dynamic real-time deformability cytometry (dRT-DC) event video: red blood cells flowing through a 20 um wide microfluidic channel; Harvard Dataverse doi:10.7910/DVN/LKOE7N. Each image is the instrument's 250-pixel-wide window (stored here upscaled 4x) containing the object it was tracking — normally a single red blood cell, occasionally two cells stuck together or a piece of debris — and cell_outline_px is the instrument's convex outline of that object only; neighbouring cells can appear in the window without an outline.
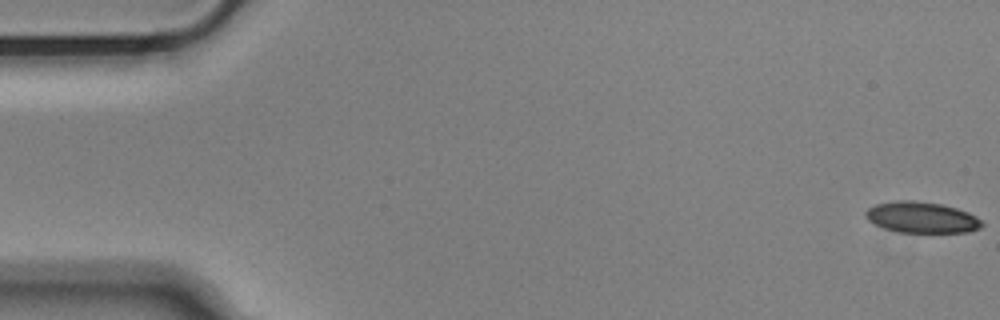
{"species": "Egyptian fruit bat (a non-hibernating species)", "species_latin": "Rousettus aegyptiacus", "temperature_condition": "cold", "stored_images_in_passage": 55, "camera_frame_rate_fps": 3000, "um_per_image_px": 0.085, "animal": {"sex": "male"}, "frame": {"image": 1, "passage_image": 1, "time_ms": 0.0, "image_size_px": [1000, 320], "cell_outline_px": [[984, 224], [980, 228], [968, 232], [896, 232], [884, 228], [868, 220], [864, 216], [864, 212], [868, 208], [876, 204], [896, 200], [912, 200], [940, 204], [956, 208], [968, 212], [984, 220]], "centroid_in_image_um": [78.35, 18.48], "position_along_channel_um": 6.7, "area_um2": 21.15}}
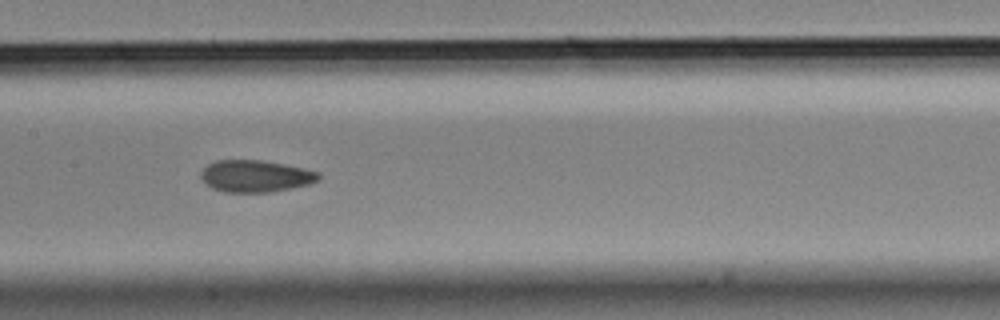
{"frame": {"image": 2, "passage_image": 27, "time_ms": 8.667, "image_size_px": [1000, 320], "cell_outline_px": [[320, 180], [308, 184], [292, 188], [272, 192], [224, 192], [212, 188], [204, 184], [200, 180], [200, 172], [208, 164], [216, 160], [260, 160], [284, 164], [320, 172]], "centroid_in_image_um": [21.69, 14.97], "position_along_channel_um": 185.7, "area_um2": 22.08}}
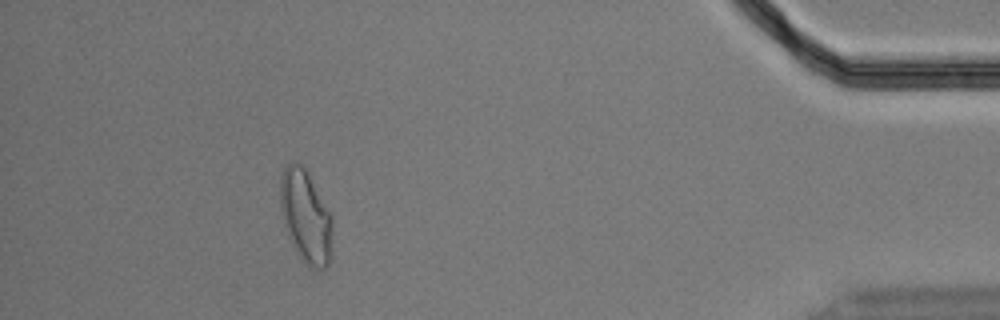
{"frame": {"image": 3, "passage_image": 50, "time_ms": 16.333, "image_size_px": [1000, 320], "cell_outline_px": [[332, 256], [328, 264], [324, 268], [316, 268], [304, 264], [300, 260], [288, 236], [284, 224], [280, 208], [280, 176], [284, 168], [288, 164], [300, 164], [308, 172], [332, 216]], "centroid_in_image_um": [25.99, 18.44], "position_along_channel_um": 409.2, "area_um2": 28.38}, "authors_computed_cell_mechanics": {"area_um2": 22.1374, "velocity_mm_per_s": 3.6476, "shape_relaxation_time_tau1_ms": 5.5517, "shape_relaxation_time_tau2_ms": 1.8064, "deformation_change_tau1": 0.1272, "deformation_change_tau2": 0.0817}}